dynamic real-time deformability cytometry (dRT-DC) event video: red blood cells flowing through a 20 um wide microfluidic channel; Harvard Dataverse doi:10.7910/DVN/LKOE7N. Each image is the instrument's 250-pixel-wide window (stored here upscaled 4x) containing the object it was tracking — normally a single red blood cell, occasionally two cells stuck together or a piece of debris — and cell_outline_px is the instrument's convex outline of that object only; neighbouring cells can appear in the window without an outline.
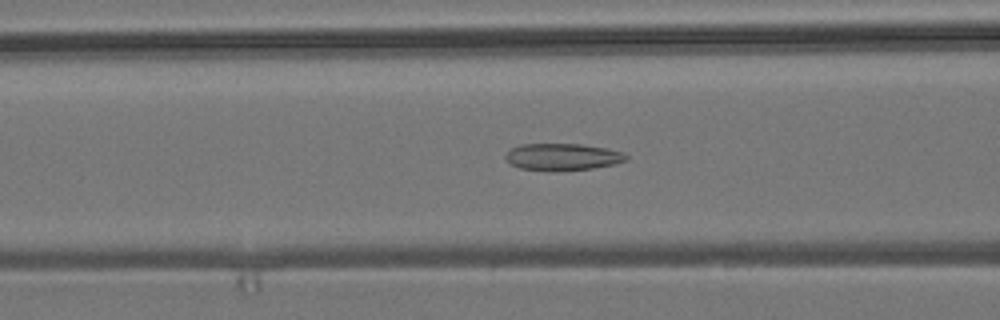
{"species": "common noctule bat (a hibernating species)", "species_latin": "Nyctalus noctula", "temperature_condition": "room temperature", "stored_images_in_passage": 53, "camera_frame_rate_fps": 3000, "um_per_image_px": 0.085, "animal": {"sex": "male", "body_mass_g": 19.2, "forearm_length_mm": 51.8}, "frame": {"image": 1, "passage_image": 21, "time_ms": 6.667, "image_size_px": [1000, 320], "cell_outline_px": [[628, 160], [616, 164], [592, 168], [556, 172], [548, 172], [520, 168], [512, 164], [504, 156], [512, 148], [520, 144], [580, 144], [604, 148], [624, 152], [628, 156]], "centroid_in_image_um": [47.84, 13.35], "position_along_channel_um": 118.8, "area_um2": 19.13}}
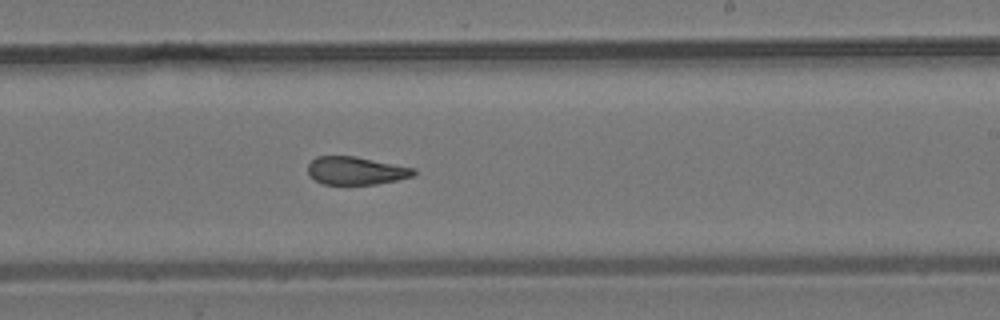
{"frame": {"image": 2, "passage_image": 32, "time_ms": 10.333, "image_size_px": [1000, 320], "cell_outline_px": [[416, 172], [412, 176], [396, 180], [376, 184], [324, 184], [316, 180], [308, 172], [308, 164], [316, 156], [356, 156], [416, 168]], "centroid_in_image_um": [30.27, 14.49], "position_along_channel_um": 258.7, "area_um2": 17.17}}
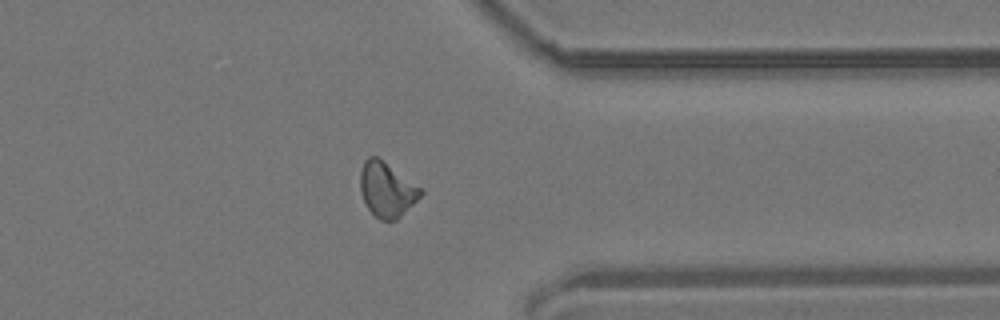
{"frame": {"image": 3, "passage_image": 42, "time_ms": 13.667, "image_size_px": [1000, 320], "cell_outline_px": [[424, 192], [396, 220], [380, 220], [364, 204], [360, 192], [360, 172], [364, 160], [368, 156], [376, 156], [420, 188]], "centroid_in_image_um": [32.82, 16.12], "position_along_channel_um": 378.6, "area_um2": 18.79}, "authors_computed_cell_mechanics": {"area_um2": 18.785, "velocity_mm_per_s": 3.8205, "shape_relaxation_time_tau1_ms": null, "shape_relaxation_time_tau2_ms": 2.6856, "deformation_change_tau1": null, "deformation_change_tau2": 0.0973}}